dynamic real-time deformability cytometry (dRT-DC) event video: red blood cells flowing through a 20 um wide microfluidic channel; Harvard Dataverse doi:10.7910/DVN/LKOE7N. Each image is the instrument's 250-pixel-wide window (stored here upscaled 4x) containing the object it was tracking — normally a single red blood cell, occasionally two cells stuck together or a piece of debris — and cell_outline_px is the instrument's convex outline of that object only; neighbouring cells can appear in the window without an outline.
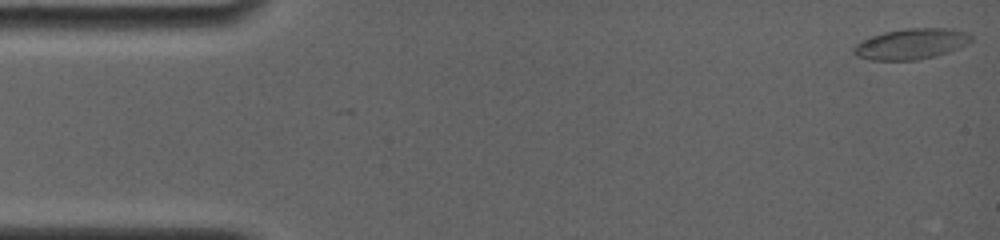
{"species": "common noctule bat (a hibernating species)", "species_latin": "Nyctalus noctula", "temperature_condition": "room temperature", "stored_images_in_passage": 10, "camera_frame_rate_fps": 4000, "um_per_image_px": 0.085, "animal": {"sex": "female", "body_mass_g": 19.0, "forearm_length_mm": 56.7}, "frame": {"image": 1, "passage_image": 1, "time_ms": 0.0, "image_size_px": [1000, 240], "cell_outline_px": [[972, 40], [968, 44], [960, 48], [948, 52], [916, 60], [872, 60], [856, 56], [852, 52], [852, 48], [856, 44], [872, 36], [884, 32], [908, 28], [952, 28], [968, 32], [972, 36]], "centroid_in_image_um": [77.48, 3.73], "position_along_channel_um": 7.5, "area_um2": 21.04}}
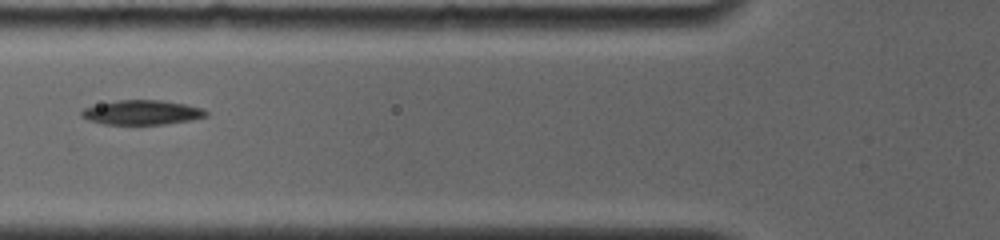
{"frame": {"image": 2, "passage_image": 8, "time_ms": 6.0, "image_size_px": [1000, 240], "cell_outline_px": [[208, 116], [188, 120], [164, 124], [104, 124], [88, 120], [80, 116], [80, 112], [84, 108], [100, 104], [120, 100], [160, 100], [184, 104], [200, 108], [208, 112]], "centroid_in_image_um": [12.04, 9.56], "position_along_channel_um": 113.8, "area_um2": 17.51}}
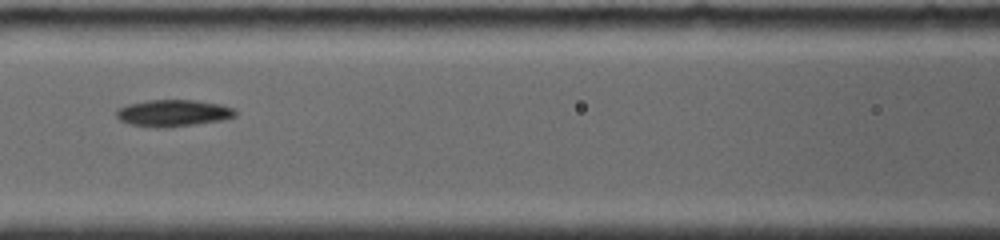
{"frame": {"image": 3, "passage_image": 9, "time_ms": 7.0, "image_size_px": [1000, 240], "cell_outline_px": [[236, 116], [220, 120], [164, 128], [156, 128], [128, 124], [120, 120], [116, 116], [116, 108], [128, 104], [148, 100], [196, 100], [220, 104], [232, 108], [236, 112]], "centroid_in_image_um": [14.66, 9.61], "position_along_channel_um": 151.9, "area_um2": 18.5}}